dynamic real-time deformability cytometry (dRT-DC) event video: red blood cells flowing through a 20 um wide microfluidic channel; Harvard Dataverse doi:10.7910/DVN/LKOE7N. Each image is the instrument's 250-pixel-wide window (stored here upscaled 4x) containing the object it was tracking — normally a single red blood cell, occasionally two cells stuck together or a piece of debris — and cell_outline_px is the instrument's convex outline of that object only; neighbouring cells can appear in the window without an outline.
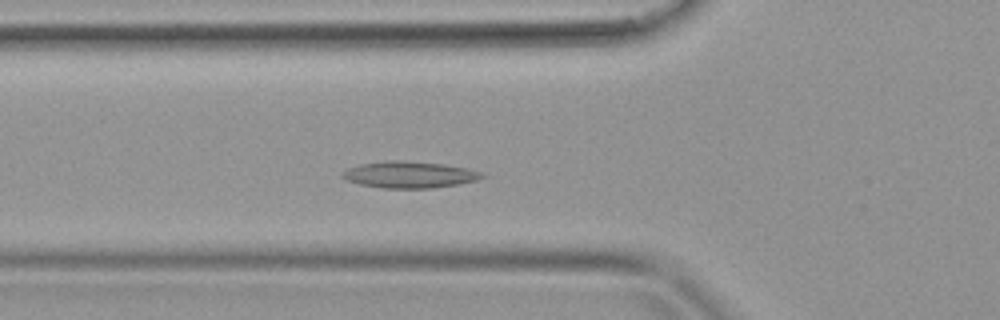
{"species": "common noctule bat (a hibernating species)", "species_latin": "Nyctalus noctula", "temperature_condition": "warm", "stored_images_in_passage": 37, "camera_frame_rate_fps": 3000, "um_per_image_px": 0.085, "animal": {"sex": "female", "body_mass_g": 19.9}, "frame": {"image": 1, "passage_image": 11, "time_ms": 3.333, "image_size_px": [1000, 320], "cell_outline_px": [[484, 176], [476, 180], [456, 184], [432, 188], [380, 188], [360, 184], [348, 180], [340, 176], [340, 172], [348, 168], [360, 164], [388, 160], [400, 160], [444, 164], [468, 168], [480, 172]], "centroid_in_image_um": [34.74, 14.84], "position_along_channel_um": 91.1, "area_um2": 21.5}}
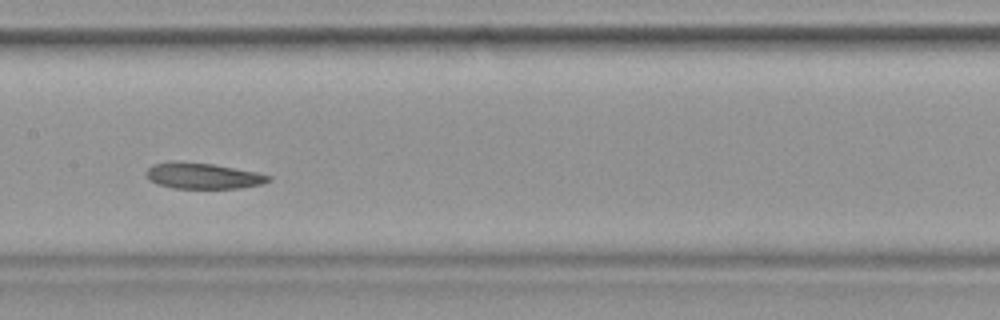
{"frame": {"image": 2, "passage_image": 17, "time_ms": 5.333, "image_size_px": [1000, 320], "cell_outline_px": [[272, 180], [264, 184], [240, 188], [172, 188], [156, 184], [148, 180], [144, 172], [152, 164], [168, 160], [180, 160], [212, 164], [256, 172], [272, 176]], "centroid_in_image_um": [17.19, 14.93], "position_along_channel_um": 190.2, "area_um2": 18.96}}
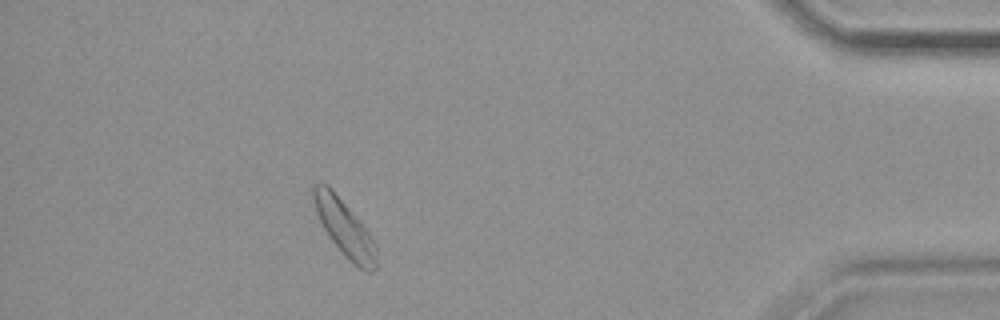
{"frame": {"image": 3, "passage_image": 33, "time_ms": 10.667, "image_size_px": [1000, 320], "cell_outline_px": [[376, 268], [372, 272], [368, 272], [352, 264], [340, 252], [328, 236], [316, 212], [312, 200], [312, 184], [320, 180], [328, 184], [332, 188], [372, 236], [376, 244]], "centroid_in_image_um": [29.25, 19.35], "position_along_channel_um": 405.9, "area_um2": 20.92}}